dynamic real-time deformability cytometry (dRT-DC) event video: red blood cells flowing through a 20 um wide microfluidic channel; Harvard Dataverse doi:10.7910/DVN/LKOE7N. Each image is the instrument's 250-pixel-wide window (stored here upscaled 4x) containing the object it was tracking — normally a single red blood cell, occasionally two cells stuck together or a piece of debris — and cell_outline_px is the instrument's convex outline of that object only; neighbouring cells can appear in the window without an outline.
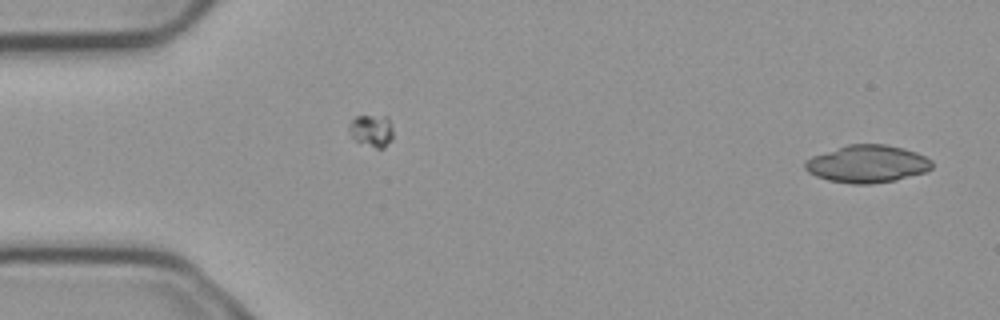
{"species": "common noctule bat (a hibernating species)", "species_latin": "Nyctalus noctula", "temperature_condition": "cold", "stored_images_in_passage": 5, "camera_frame_rate_fps": 3000, "um_per_image_px": 0.085, "animal": {"sex": "male", "body_mass_g": 23.1, "forearm_length_mm": 52.7}, "frame": {"image": 1, "passage_image": 5, "time_ms": 1.333, "image_size_px": [1000, 320], "cell_outline_px": [[932, 168], [924, 172], [896, 180], [868, 184], [852, 184], [828, 180], [816, 176], [808, 172], [804, 168], [804, 160], [812, 156], [848, 144], [884, 144], [904, 148], [916, 152], [932, 160]], "centroid_in_image_um": [73.7, 13.93], "position_along_channel_um": 11.3, "area_um2": 27.74}}